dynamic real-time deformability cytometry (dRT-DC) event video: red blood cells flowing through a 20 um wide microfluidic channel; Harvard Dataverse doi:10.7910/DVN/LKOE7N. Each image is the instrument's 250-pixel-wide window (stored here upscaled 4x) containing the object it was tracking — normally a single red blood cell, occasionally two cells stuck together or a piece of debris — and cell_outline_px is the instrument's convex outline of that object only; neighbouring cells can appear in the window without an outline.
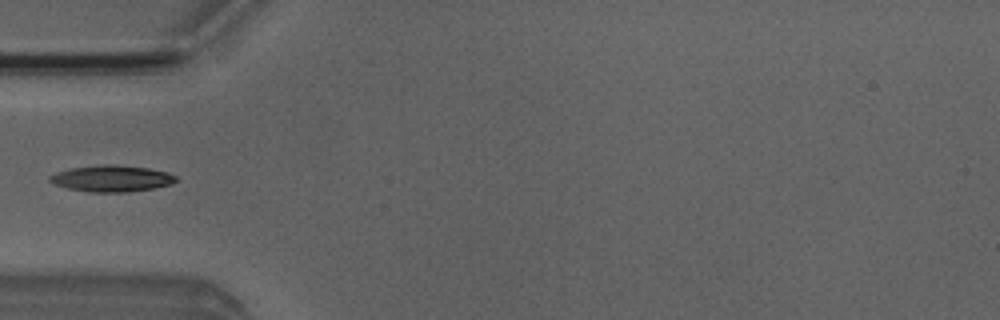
{"species": "Egyptian fruit bat (a non-hibernating species)", "species_latin": "Rousettus aegyptiacus", "temperature_condition": "room temperature", "stored_images_in_passage": 5, "camera_frame_rate_fps": 3000, "um_per_image_px": 0.085, "animal": {"sex": "male"}, "frame": {"image": 1, "passage_image": 5, "time_ms": 4.667, "image_size_px": [1000, 320], "cell_outline_px": [[176, 180], [172, 184], [152, 188], [128, 192], [88, 192], [68, 188], [52, 184], [48, 180], [48, 176], [56, 172], [72, 168], [104, 164], [116, 164], [148, 168], [168, 172], [176, 176]], "centroid_in_image_um": [9.46, 15.17], "position_along_channel_um": 75.5, "area_um2": 19.48}}